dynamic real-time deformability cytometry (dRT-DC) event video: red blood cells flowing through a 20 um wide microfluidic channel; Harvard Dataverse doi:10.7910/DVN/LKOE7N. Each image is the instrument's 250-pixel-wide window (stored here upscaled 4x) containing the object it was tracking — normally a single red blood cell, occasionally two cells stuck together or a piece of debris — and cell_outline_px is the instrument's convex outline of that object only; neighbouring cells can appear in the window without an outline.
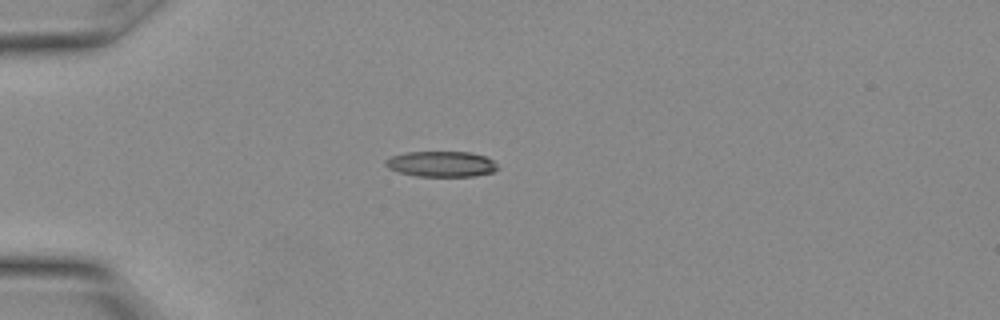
{"species": "Egyptian fruit bat (a non-hibernating species)", "species_latin": "Rousettus aegyptiacus", "temperature_condition": "warm", "stored_images_in_passage": 22, "camera_frame_rate_fps": 3000, "um_per_image_px": 0.085, "animal": {"sex": "female"}, "frame": {"image": 1, "passage_image": 1, "time_ms": 0.0, "image_size_px": [1000, 320], "cell_outline_px": [[500, 168], [492, 172], [472, 176], [416, 176], [400, 172], [388, 168], [384, 164], [384, 160], [392, 156], [408, 152], [472, 152], [484, 156], [492, 160]], "centroid_in_image_um": [37.51, 13.94], "position_along_channel_um": 47.5, "area_um2": 16.65}}
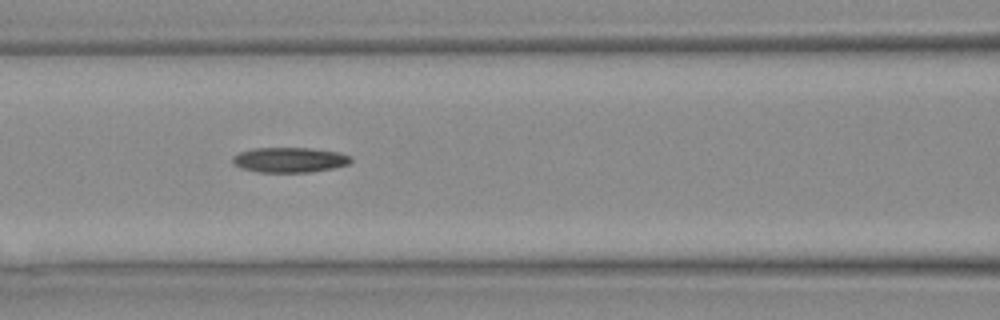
{"frame": {"image": 2, "passage_image": 6, "time_ms": 1.667, "image_size_px": [1000, 320], "cell_outline_px": [[352, 160], [348, 164], [332, 168], [308, 172], [260, 172], [240, 168], [232, 164], [232, 156], [240, 152], [252, 148], [312, 148], [340, 152], [352, 156]], "centroid_in_image_um": [24.6, 13.58], "position_along_channel_um": 142.0, "area_um2": 17.4}}
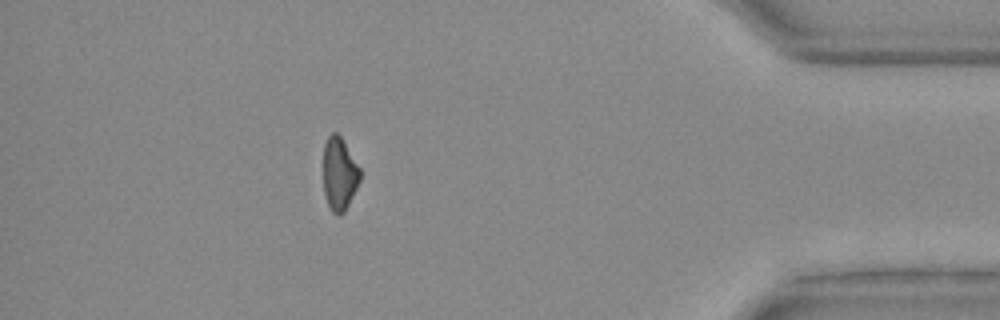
{"frame": {"image": 3, "passage_image": 19, "time_ms": 6.0, "image_size_px": [1000, 320], "cell_outline_px": [[360, 180], [344, 212], [340, 216], [332, 212], [328, 204], [324, 192], [324, 144], [328, 136], [332, 132], [336, 132], [340, 136], [360, 168]], "centroid_in_image_um": [28.84, 14.78], "position_along_channel_um": 406.4, "area_um2": 15.37}}